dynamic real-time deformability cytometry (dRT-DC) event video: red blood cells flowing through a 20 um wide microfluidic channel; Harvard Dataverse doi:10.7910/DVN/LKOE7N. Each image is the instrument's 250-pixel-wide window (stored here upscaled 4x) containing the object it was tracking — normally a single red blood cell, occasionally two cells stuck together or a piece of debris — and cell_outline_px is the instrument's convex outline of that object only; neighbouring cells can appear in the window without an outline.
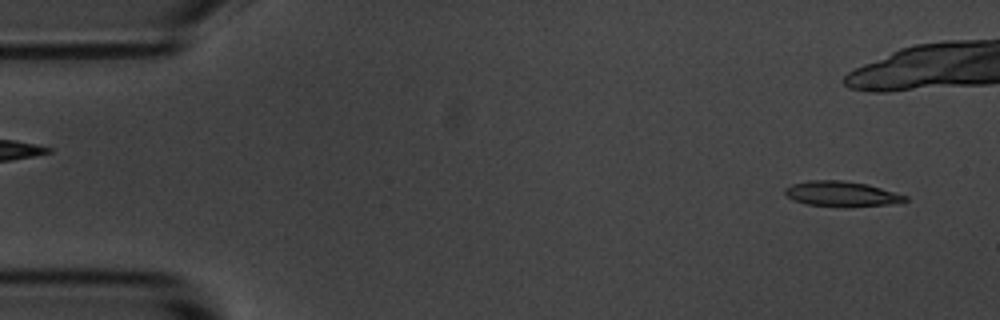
{"species": "common noctule bat (a hibernating species)", "species_latin": "Nyctalus noctula", "temperature_condition": "room temperature", "stored_images_in_passage": 5, "camera_frame_rate_fps": 3000, "um_per_image_px": 0.085, "animal": {"sex": "male", "body_mass_g": 20.1, "forearm_length_mm": 53.5}, "frame": {"image": 1, "passage_image": 1, "time_ms": 0.0, "image_size_px": [1000, 320], "cell_outline_px": [[908, 200], [888, 204], [848, 208], [840, 208], [808, 204], [792, 200], [784, 192], [784, 188], [792, 184], [808, 180], [844, 180], [864, 184], [880, 188], [908, 196]], "centroid_in_image_um": [71.49, 16.5], "position_along_channel_um": 13.5, "area_um2": 17.8}}